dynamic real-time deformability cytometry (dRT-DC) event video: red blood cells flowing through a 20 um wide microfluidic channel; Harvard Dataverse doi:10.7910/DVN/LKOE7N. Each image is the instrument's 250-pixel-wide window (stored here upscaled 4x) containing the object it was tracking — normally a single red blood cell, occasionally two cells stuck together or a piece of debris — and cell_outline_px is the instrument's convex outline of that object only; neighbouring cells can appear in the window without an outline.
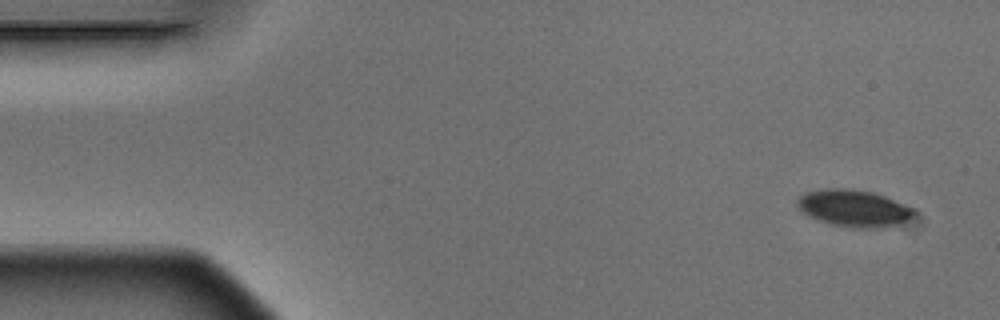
{"species": "Egyptian fruit bat (a non-hibernating species)", "species_latin": "Rousettus aegyptiacus", "temperature_condition": "warm", "stored_images_in_passage": 4, "camera_frame_rate_fps": 3000, "um_per_image_px": 0.085, "animal": {"sex": "male"}, "frame": {"image": 1, "passage_image": 1, "time_ms": 0.0, "image_size_px": [1000, 320], "cell_outline_px": [[916, 216], [912, 224], [908, 228], [852, 228], [828, 224], [816, 220], [808, 216], [796, 204], [796, 200], [804, 192], [828, 188], [844, 188], [872, 192], [884, 196], [912, 208], [916, 212]], "centroid_in_image_um": [72.71, 17.76], "position_along_channel_um": 12.3, "area_um2": 26.18}}